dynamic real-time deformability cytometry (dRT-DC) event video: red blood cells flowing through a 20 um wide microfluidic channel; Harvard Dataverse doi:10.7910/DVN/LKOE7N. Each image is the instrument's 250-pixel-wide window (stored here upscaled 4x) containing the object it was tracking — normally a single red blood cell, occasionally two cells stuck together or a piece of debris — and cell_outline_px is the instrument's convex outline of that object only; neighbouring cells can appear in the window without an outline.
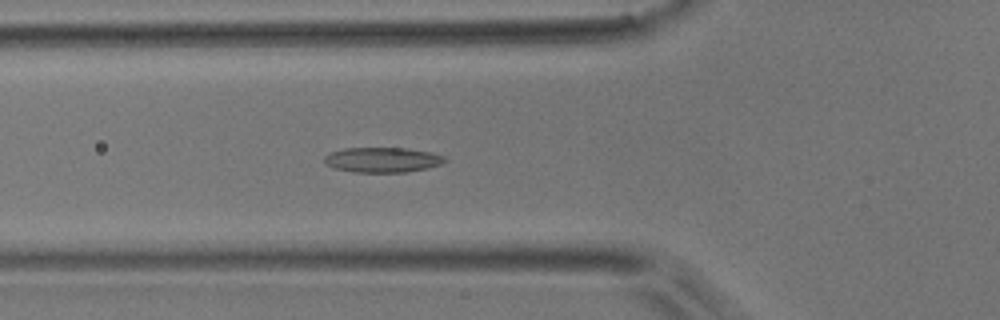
{"species": "common noctule bat (a hibernating species)", "species_latin": "Nyctalus noctula", "temperature_condition": "room temperature", "stored_images_in_passage": 39, "camera_frame_rate_fps": 3000, "um_per_image_px": 0.085, "animal": {"sex": "male", "body_mass_g": 17.9}, "frame": {"image": 1, "passage_image": 13, "time_ms": 4.0, "image_size_px": [1000, 320], "cell_outline_px": [[448, 160], [440, 164], [428, 168], [408, 172], [356, 172], [336, 168], [328, 164], [324, 160], [324, 156], [328, 152], [344, 148], [404, 148], [432, 152], [444, 156]], "centroid_in_image_um": [32.53, 13.58], "position_along_channel_um": 93.3, "area_um2": 17.57}}
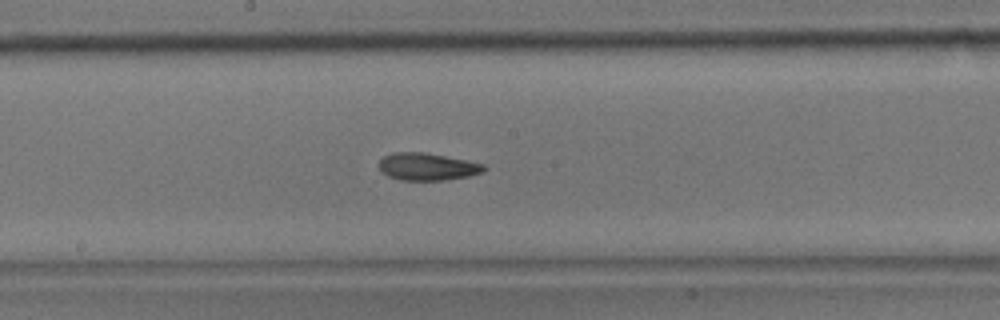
{"frame": {"image": 2, "passage_image": 22, "time_ms": 7.0, "image_size_px": [1000, 320], "cell_outline_px": [[488, 168], [484, 172], [468, 176], [444, 180], [400, 180], [388, 176], [380, 172], [380, 160], [384, 156], [396, 152], [424, 152], [484, 164]], "centroid_in_image_um": [36.32, 14.17], "position_along_channel_um": 211.9, "area_um2": 16.65}}
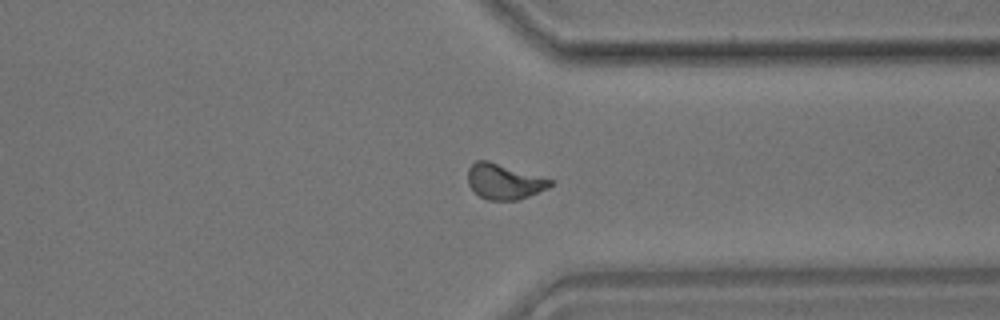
{"frame": {"image": 3, "passage_image": 34, "time_ms": 11.0, "image_size_px": [1000, 320], "cell_outline_px": [[556, 184], [548, 188], [528, 196], [516, 200], [488, 200], [480, 196], [468, 184], [468, 168], [476, 160], [488, 160], [556, 180]], "centroid_in_image_um": [42.9, 15.41], "position_along_channel_um": 368.5, "area_um2": 17.17}, "authors_computed_cell_mechanics": {"area_um2": 17.1088, "velocity_mm_per_s": 3.9355, "shape_relaxation_time_tau1_ms": null, "shape_relaxation_time_tau2_ms": 2.872, "deformation_change_tau1": null, "deformation_change_tau2": 0.0832}}